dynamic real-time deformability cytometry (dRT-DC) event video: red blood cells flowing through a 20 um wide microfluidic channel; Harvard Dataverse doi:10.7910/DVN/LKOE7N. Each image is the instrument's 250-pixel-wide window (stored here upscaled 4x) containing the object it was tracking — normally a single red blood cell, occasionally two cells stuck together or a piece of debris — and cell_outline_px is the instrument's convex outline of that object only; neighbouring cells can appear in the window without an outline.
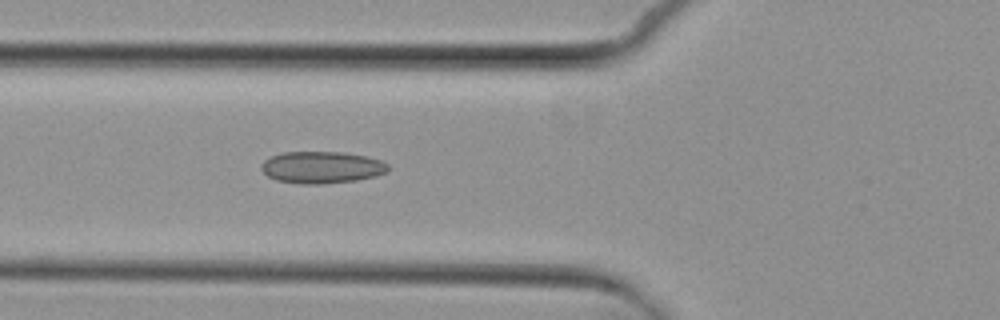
{"species": "common noctule bat (a hibernating species)", "species_latin": "Nyctalus noctula", "temperature_condition": "cold", "stored_images_in_passage": 3, "camera_frame_rate_fps": 3000, "um_per_image_px": 0.085, "animal": {"sex": "female", "body_mass_g": 29.2, "forearm_length_mm": 56.3}, "frame": {"image": 1, "passage_image": 3, "time_ms": 2.667, "image_size_px": [1000, 320], "cell_outline_px": [[388, 172], [376, 176], [356, 180], [324, 184], [300, 184], [276, 180], [268, 176], [260, 168], [260, 164], [264, 160], [272, 156], [284, 152], [340, 152], [364, 156], [380, 160], [388, 164]], "centroid_in_image_um": [27.33, 14.23], "position_along_channel_um": 98.5, "area_um2": 23.58}}